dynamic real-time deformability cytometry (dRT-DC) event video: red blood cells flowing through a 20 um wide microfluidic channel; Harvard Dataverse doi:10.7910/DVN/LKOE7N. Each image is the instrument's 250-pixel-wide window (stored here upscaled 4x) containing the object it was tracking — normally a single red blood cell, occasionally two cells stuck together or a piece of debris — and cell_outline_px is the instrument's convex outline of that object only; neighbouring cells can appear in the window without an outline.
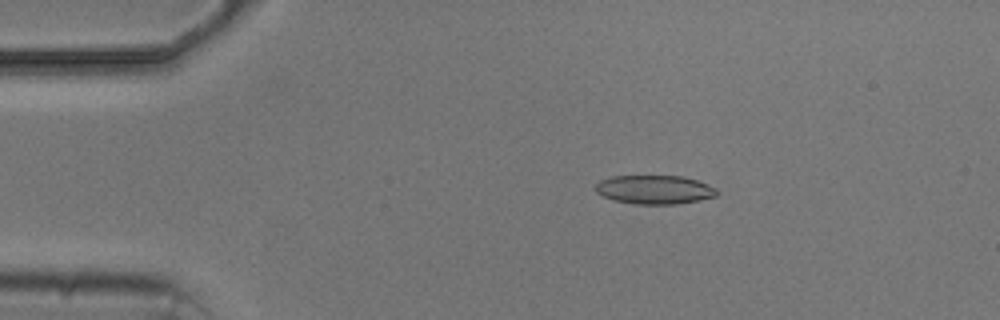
{"species": "common noctule bat (a hibernating species)", "species_latin": "Nyctalus noctula", "temperature_condition": "cold", "stored_images_in_passage": 6, "camera_frame_rate_fps": 3000, "um_per_image_px": 0.085, "animal": {"sex": "male", "body_mass_g": 20.5, "forearm_length_mm": 52.5}, "frame": {"image": 1, "passage_image": 2, "time_ms": 2.333, "image_size_px": [1000, 320], "cell_outline_px": [[720, 192], [716, 196], [700, 200], [676, 204], [636, 204], [612, 200], [596, 192], [596, 184], [600, 180], [612, 176], [684, 176], [708, 184], [716, 188]], "centroid_in_image_um": [55.66, 16.12], "position_along_channel_um": 29.3, "area_um2": 20.46}}
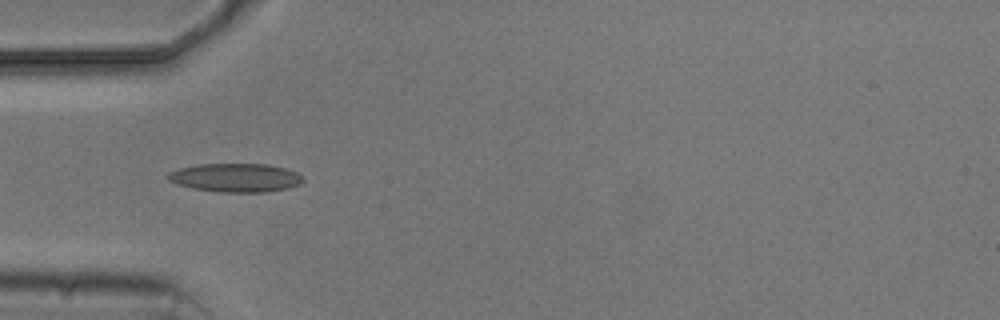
{"frame": {"image": 2, "passage_image": 4, "time_ms": 4.667, "image_size_px": [1000, 320], "cell_outline_px": [[304, 180], [300, 184], [288, 188], [264, 192], [216, 192], [192, 188], [168, 180], [168, 172], [180, 168], [196, 164], [268, 164], [284, 168], [296, 172], [304, 176]], "centroid_in_image_um": [20.05, 15.1], "position_along_channel_um": 65.0, "area_um2": 22.54}}
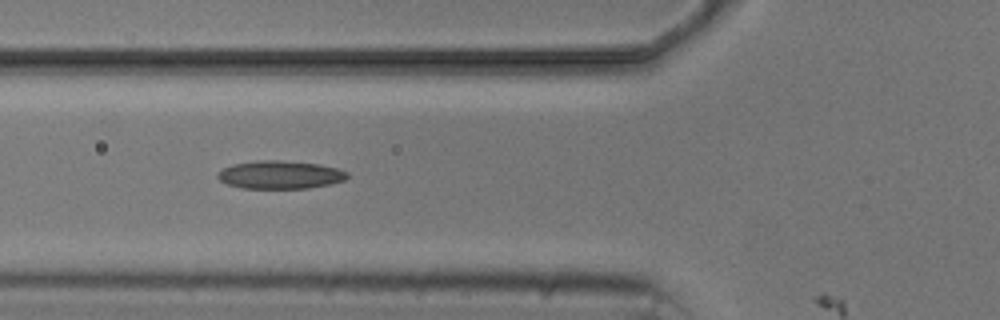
{"frame": {"image": 3, "passage_image": 5, "time_ms": 5.667, "image_size_px": [1000, 320], "cell_outline_px": [[348, 176], [344, 180], [332, 184], [308, 188], [244, 188], [228, 184], [220, 180], [216, 176], [224, 168], [232, 164], [256, 160], [280, 160], [320, 164], [336, 168], [348, 172]], "centroid_in_image_um": [23.83, 14.85], "position_along_channel_um": 102.0, "area_um2": 21.15}}